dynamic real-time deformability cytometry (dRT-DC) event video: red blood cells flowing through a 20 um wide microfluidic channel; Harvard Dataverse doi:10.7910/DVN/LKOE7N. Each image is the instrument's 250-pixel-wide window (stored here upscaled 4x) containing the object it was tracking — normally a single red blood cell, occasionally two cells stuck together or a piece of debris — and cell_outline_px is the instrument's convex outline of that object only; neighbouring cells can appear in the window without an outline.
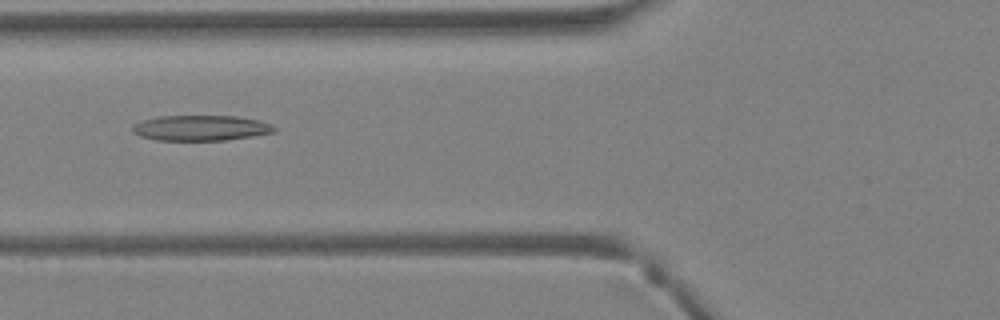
{"species": "Egyptian fruit bat (a non-hibernating species)", "species_latin": "Rousettus aegyptiacus", "temperature_condition": "warm", "stored_images_in_passage": 40, "camera_frame_rate_fps": 3000, "um_per_image_px": 0.085, "animal": {"sex": "female"}, "frame": {"image": 1, "passage_image": 16, "time_ms": 5.0, "image_size_px": [1000, 320], "cell_outline_px": [[276, 132], [252, 136], [224, 140], [156, 140], [140, 136], [132, 132], [132, 124], [140, 120], [160, 116], [236, 116], [260, 120], [272, 124], [276, 128]], "centroid_in_image_um": [17.05, 10.87], "position_along_channel_um": 108.7, "area_um2": 21.15}}
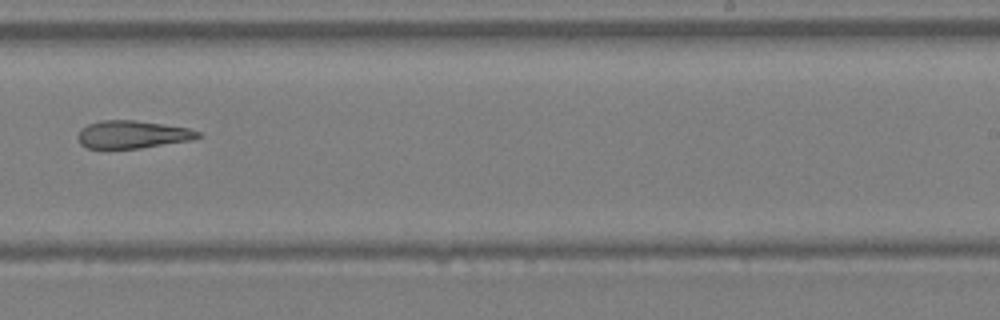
{"frame": {"image": 2, "passage_image": 26, "time_ms": 8.333, "image_size_px": [1000, 320], "cell_outline_px": [[204, 136], [192, 140], [140, 148], [88, 148], [80, 144], [76, 136], [88, 124], [100, 120], [132, 120], [188, 128], [200, 132]], "centroid_in_image_um": [11.27, 11.43], "position_along_channel_um": 277.7, "area_um2": 19.25}}
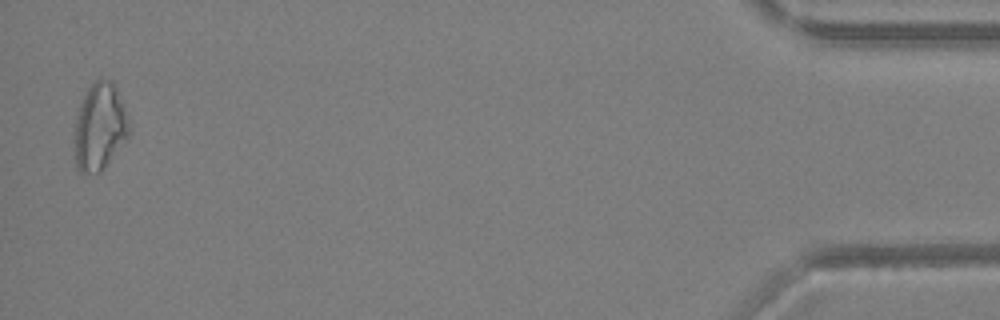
{"frame": {"image": 3, "passage_image": 40, "time_ms": 13.0, "image_size_px": [1000, 320], "cell_outline_px": [[132, 128], [128, 136], [100, 172], [84, 176], [80, 172], [76, 164], [76, 120], [80, 104], [84, 92], [96, 80], [112, 80], [124, 104]], "centroid_in_image_um": [8.5, 10.77], "position_along_channel_um": 426.7, "area_um2": 27.51}}